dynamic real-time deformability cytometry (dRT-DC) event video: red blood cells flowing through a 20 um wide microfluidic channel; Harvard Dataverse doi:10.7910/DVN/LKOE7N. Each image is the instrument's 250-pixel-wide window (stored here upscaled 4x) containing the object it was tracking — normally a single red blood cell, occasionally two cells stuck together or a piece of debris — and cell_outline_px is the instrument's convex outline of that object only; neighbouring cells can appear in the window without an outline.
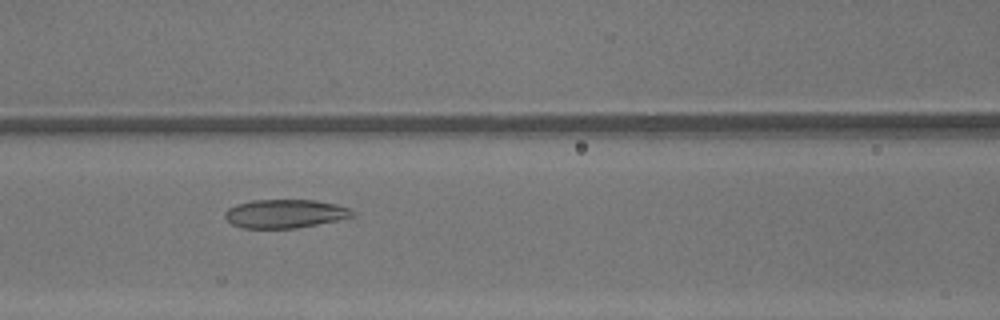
{"species": "common noctule bat (a hibernating species)", "species_latin": "Nyctalus noctula", "temperature_condition": "warm", "stored_images_in_passage": 39, "camera_frame_rate_fps": 3000, "um_per_image_px": 0.085, "animal": {"sex": "male", "body_mass_g": 13.3}, "frame": {"image": 1, "passage_image": 18, "time_ms": 5.667, "image_size_px": [1000, 320], "cell_outline_px": [[356, 212], [352, 216], [336, 220], [296, 228], [244, 228], [232, 224], [224, 216], [224, 212], [228, 208], [236, 204], [252, 200], [316, 200], [336, 204], [348, 208]], "centroid_in_image_um": [24.19, 18.15], "position_along_channel_um": 142.4, "area_um2": 21.1}}
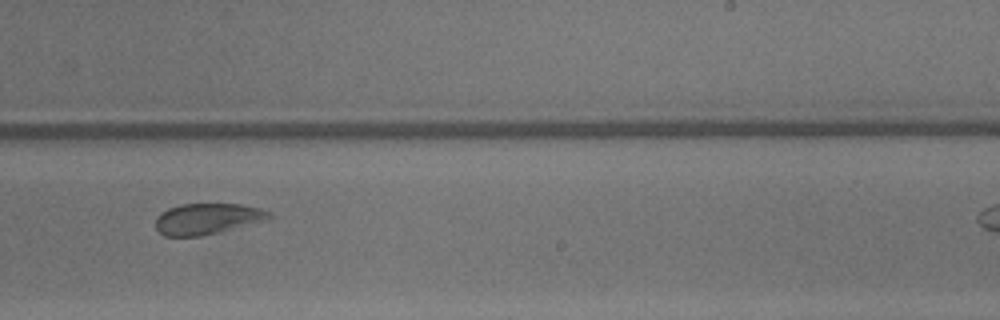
{"frame": {"image": 2, "passage_image": 27, "time_ms": 8.667, "image_size_px": [1000, 320], "cell_outline_px": [[272, 220], [220, 232], [200, 236], [164, 236], [156, 228], [156, 216], [160, 212], [168, 208], [180, 204], [240, 204], [260, 208], [268, 212], [272, 216]], "centroid_in_image_um": [17.66, 18.6], "position_along_channel_um": 271.3, "area_um2": 20.81}}
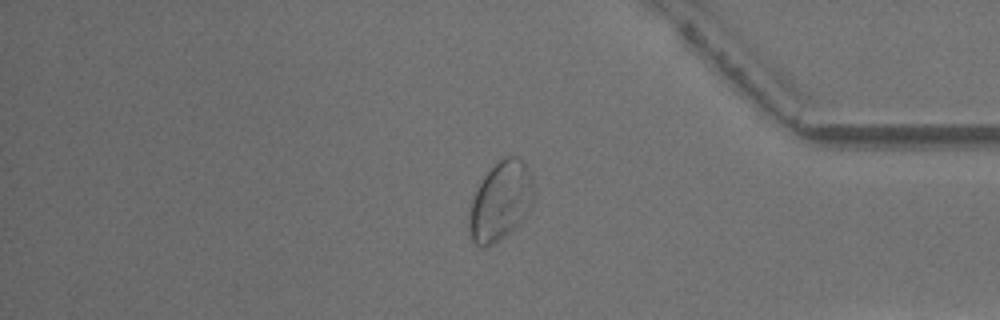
{"frame": {"image": 3, "passage_image": 37, "time_ms": 12.0, "image_size_px": [1000, 320], "cell_outline_px": [[532, 204], [524, 216], [504, 236], [492, 244], [484, 248], [480, 248], [472, 240], [468, 232], [468, 216], [472, 200], [480, 180], [504, 156], [516, 156], [528, 168], [532, 176]], "centroid_in_image_um": [42.5, 17.11], "position_along_channel_um": 392.7, "area_um2": 29.25}}